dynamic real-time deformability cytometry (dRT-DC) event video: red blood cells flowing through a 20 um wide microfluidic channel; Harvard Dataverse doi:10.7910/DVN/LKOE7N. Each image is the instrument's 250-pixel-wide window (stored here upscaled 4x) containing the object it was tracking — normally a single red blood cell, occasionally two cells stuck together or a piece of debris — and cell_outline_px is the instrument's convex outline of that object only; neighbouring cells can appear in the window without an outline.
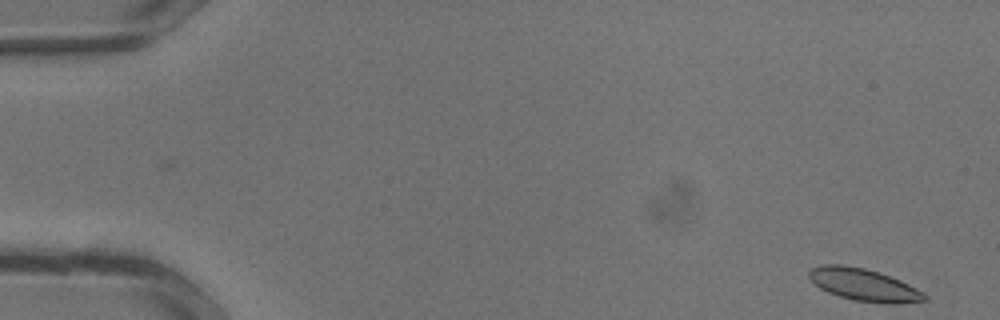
{"species": "common noctule bat (a hibernating species)", "species_latin": "Nyctalus noctula", "temperature_condition": "warm", "stored_images_in_passage": 12, "camera_frame_rate_fps": 3000, "um_per_image_px": 0.085, "animal": {"sex": "male", "body_mass_g": 13.3}, "frame": {"image": 1, "passage_image": 1, "time_ms": 0.0, "image_size_px": [1000, 320], "cell_outline_px": [[928, 300], [892, 304], [888, 304], [852, 300], [828, 292], [820, 288], [808, 276], [808, 272], [812, 268], [820, 264], [844, 264], [864, 268], [880, 272], [900, 280], [924, 292], [928, 296]], "centroid_in_image_um": [73.44, 24.2], "position_along_channel_um": 11.6, "area_um2": 21.85}}
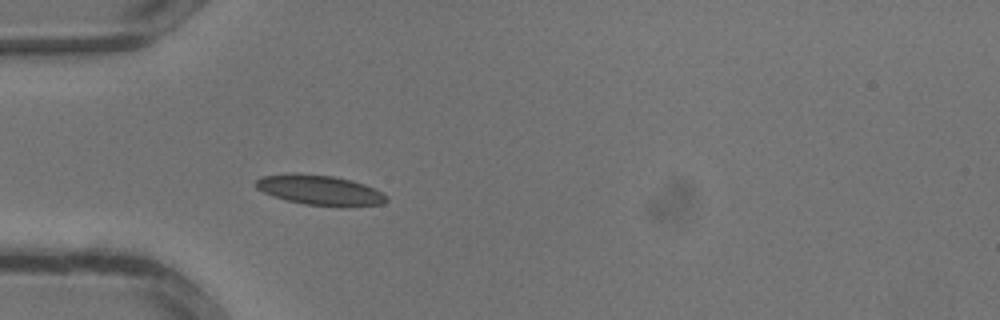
{"frame": {"image": 2, "passage_image": 10, "time_ms": 3.0, "image_size_px": [1000, 320], "cell_outline_px": [[388, 200], [384, 204], [304, 204], [272, 196], [256, 188], [256, 180], [260, 176], [292, 172], [296, 172], [332, 176], [352, 180], [364, 184], [388, 196]], "centroid_in_image_um": [27.09, 16.1], "position_along_channel_um": 57.9, "area_um2": 22.14}}